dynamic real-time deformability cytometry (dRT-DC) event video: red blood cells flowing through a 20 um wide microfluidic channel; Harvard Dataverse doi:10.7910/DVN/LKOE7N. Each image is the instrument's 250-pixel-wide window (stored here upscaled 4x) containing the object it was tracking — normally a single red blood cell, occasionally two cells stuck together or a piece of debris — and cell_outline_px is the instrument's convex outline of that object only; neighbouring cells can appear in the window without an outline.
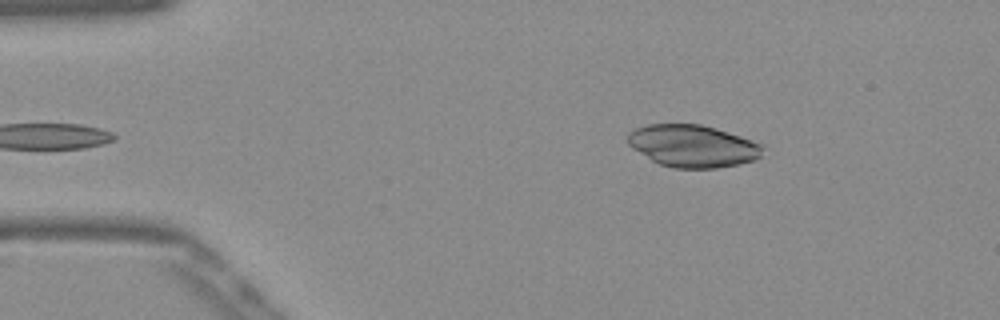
{"species": "Egyptian fruit bat (a non-hibernating species)", "species_latin": "Rousettus aegyptiacus", "temperature_condition": "warm", "stored_images_in_passage": 38, "camera_frame_rate_fps": 3000, "um_per_image_px": 0.085, "frame": {"image": 1, "passage_image": 2, "time_ms": 0.333, "image_size_px": [1000, 320], "cell_outline_px": [[764, 148], [760, 156], [756, 160], [740, 164], [716, 168], [676, 168], [660, 164], [652, 160], [632, 148], [628, 144], [628, 132], [636, 128], [648, 124], [700, 124], [716, 128], [764, 144]], "centroid_in_image_um": [58.91, 12.41], "position_along_channel_um": 26.1, "area_um2": 33.29}}
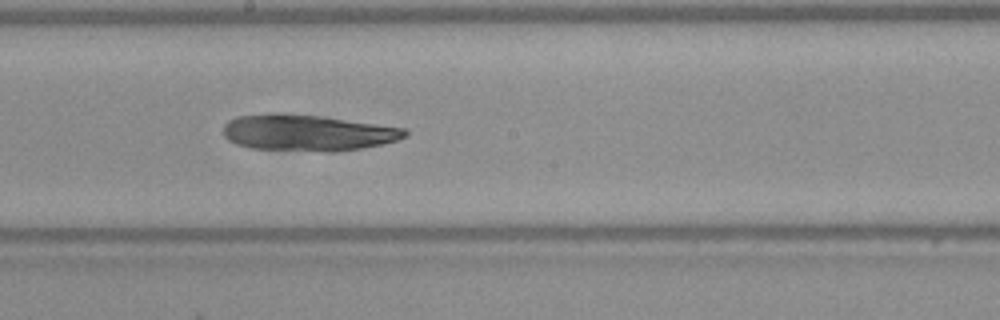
{"frame": {"image": 2, "passage_image": 22, "time_ms": 7.0, "image_size_px": [1000, 320], "cell_outline_px": [[408, 136], [396, 140], [380, 144], [360, 148], [336, 152], [324, 152], [248, 148], [236, 144], [228, 140], [224, 136], [224, 124], [228, 120], [236, 116], [324, 116], [404, 128], [408, 132]], "centroid_in_image_um": [26.18, 11.33], "position_along_channel_um": 222.0, "area_um2": 37.51}}
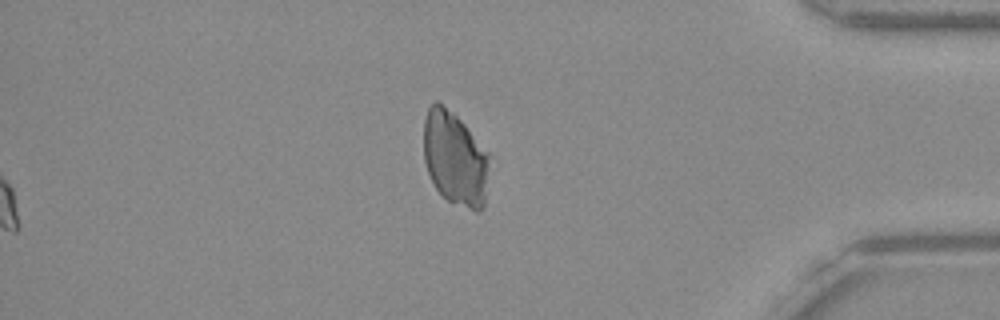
{"frame": {"image": 3, "passage_image": 38, "time_ms": 12.333, "image_size_px": [1000, 320], "cell_outline_px": [[488, 164], [484, 208], [480, 212], [476, 212], [448, 200], [436, 188], [428, 172], [424, 160], [424, 120], [428, 108], [436, 100], [452, 112], [464, 124], [488, 152]], "centroid_in_image_um": [38.67, 13.48], "position_along_channel_um": 396.5, "area_um2": 35.55}}